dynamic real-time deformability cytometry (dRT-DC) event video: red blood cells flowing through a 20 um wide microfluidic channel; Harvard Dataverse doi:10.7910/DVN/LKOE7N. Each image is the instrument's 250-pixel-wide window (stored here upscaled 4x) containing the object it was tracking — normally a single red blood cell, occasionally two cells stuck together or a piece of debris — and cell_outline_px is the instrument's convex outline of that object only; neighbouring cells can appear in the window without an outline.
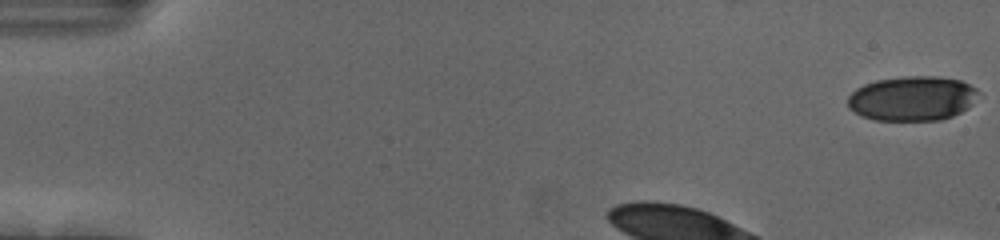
{"species": "human", "species_latin": "Homo sapiens", "temperature_condition": "cold", "stored_images_in_passage": 38, "camera_frame_rate_fps": 3000, "um_per_image_px": 0.085, "donor": {"sex": "female"}, "frame": {"image": 1, "passage_image": 1, "time_ms": 0.0, "image_size_px": [1000, 240], "cell_outline_px": [[984, 96], [968, 108], [952, 116], [940, 120], [872, 120], [860, 116], [848, 108], [848, 96], [856, 88], [864, 84], [876, 80], [908, 76], [932, 76], [960, 80], [976, 88]], "centroid_in_image_um": [77.58, 8.37], "position_along_channel_um": 7.4, "area_um2": 34.45}}
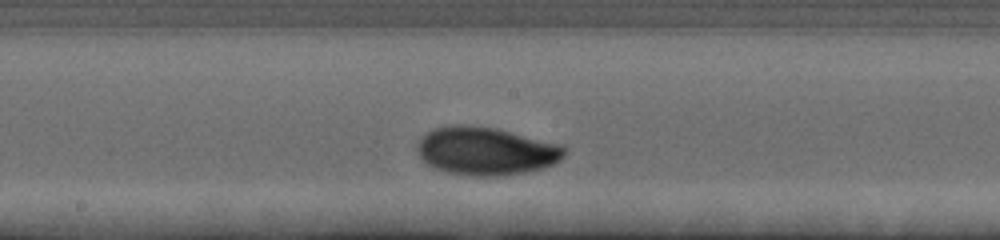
{"frame": {"image": 2, "passage_image": 22, "time_ms": 7.0, "image_size_px": [1000, 240], "cell_outline_px": [[568, 148], [564, 156], [560, 160], [552, 164], [540, 168], [524, 172], [496, 176], [476, 176], [448, 172], [436, 168], [428, 164], [416, 152], [416, 144], [432, 128], [456, 124], [460, 124], [496, 128], [560, 144]], "centroid_in_image_um": [41.3, 12.82], "position_along_channel_um": 206.9, "area_um2": 40.98}}
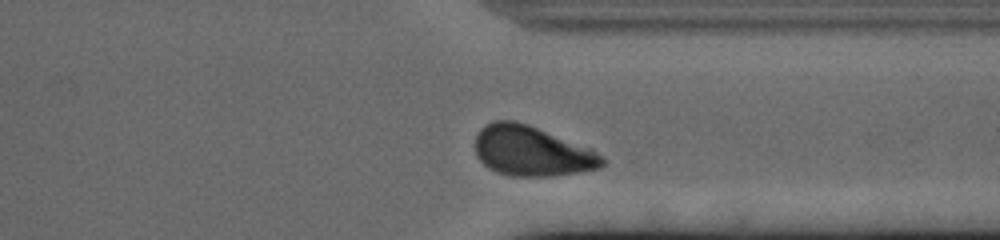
{"frame": {"image": 3, "passage_image": 35, "time_ms": 11.333, "image_size_px": [1000, 240], "cell_outline_px": [[604, 164], [600, 168], [580, 172], [552, 176], [512, 176], [496, 172], [488, 168], [476, 156], [476, 136], [480, 128], [484, 124], [492, 120], [516, 120], [528, 124], [592, 148], [604, 156]], "centroid_in_image_um": [45.21, 12.83], "position_along_channel_um": 366.2, "area_um2": 37.45}, "authors_computed_cell_mechanics": {"area_um2": 38.2636, "velocity_mm_per_s": 3.6624, "shape_relaxation_time_tau1_ms": 3.0048, "shape_relaxation_time_tau2_ms": 2.3173, "deformation_change_tau1": 0.1407, "deformation_change_tau2": 0.056}}